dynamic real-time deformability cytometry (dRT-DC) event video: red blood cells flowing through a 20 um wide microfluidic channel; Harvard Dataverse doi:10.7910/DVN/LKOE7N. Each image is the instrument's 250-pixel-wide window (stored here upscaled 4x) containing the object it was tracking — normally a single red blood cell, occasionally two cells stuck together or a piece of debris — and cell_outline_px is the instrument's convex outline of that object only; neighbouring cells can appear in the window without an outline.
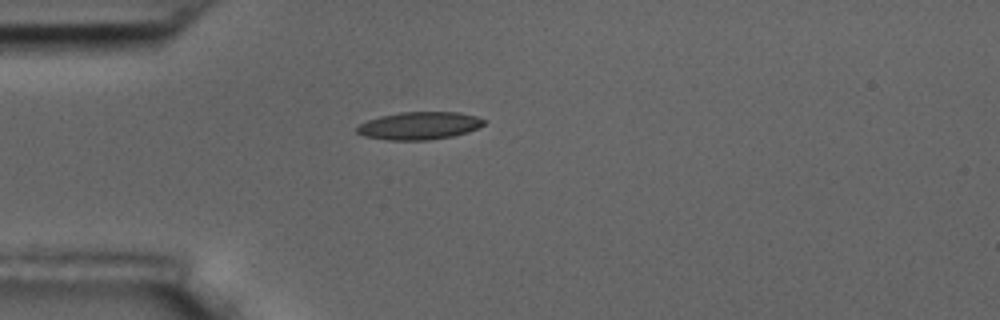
{"species": "common noctule bat (a hibernating species)", "species_latin": "Nyctalus noctula", "temperature_condition": "room temperature", "stored_images_in_passage": 2, "camera_frame_rate_fps": 3000, "um_per_image_px": 0.085, "animal": {"sex": "male", "body_mass_g": 17.5, "forearm_length_mm": 52.3}, "frame": {"image": 1, "passage_image": 1, "time_ms": 0.0, "image_size_px": [1000, 320], "cell_outline_px": [[488, 120], [484, 124], [468, 132], [452, 136], [428, 140], [388, 140], [364, 136], [356, 132], [356, 128], [360, 124], [368, 120], [380, 116], [400, 112], [460, 112], [476, 116]], "centroid_in_image_um": [35.65, 10.68], "position_along_channel_um": 49.3, "area_um2": 20.52}}